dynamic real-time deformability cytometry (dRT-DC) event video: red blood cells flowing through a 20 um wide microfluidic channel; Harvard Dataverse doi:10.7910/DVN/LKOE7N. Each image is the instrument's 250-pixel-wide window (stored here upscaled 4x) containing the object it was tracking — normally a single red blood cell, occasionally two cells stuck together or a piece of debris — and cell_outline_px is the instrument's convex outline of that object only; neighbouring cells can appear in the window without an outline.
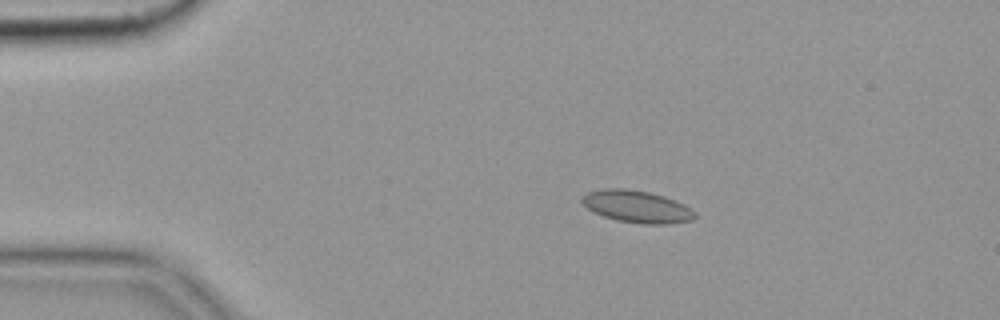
{"species": "common noctule bat (a hibernating species)", "species_latin": "Nyctalus noctula", "temperature_condition": "cold", "stored_images_in_passage": 4, "camera_frame_rate_fps": 3000, "um_per_image_px": 0.085, "animal": {"sex": "female", "body_mass_g": 19.9}, "frame": {"image": 1, "passage_image": 3, "time_ms": 0.667, "image_size_px": [1000, 320], "cell_outline_px": [[696, 216], [692, 220], [668, 224], [640, 224], [616, 220], [592, 212], [580, 200], [580, 196], [588, 192], [604, 188], [624, 188], [648, 192], [664, 196], [684, 204], [696, 212]], "centroid_in_image_um": [54.12, 17.56], "position_along_channel_um": 30.9, "area_um2": 21.27}}